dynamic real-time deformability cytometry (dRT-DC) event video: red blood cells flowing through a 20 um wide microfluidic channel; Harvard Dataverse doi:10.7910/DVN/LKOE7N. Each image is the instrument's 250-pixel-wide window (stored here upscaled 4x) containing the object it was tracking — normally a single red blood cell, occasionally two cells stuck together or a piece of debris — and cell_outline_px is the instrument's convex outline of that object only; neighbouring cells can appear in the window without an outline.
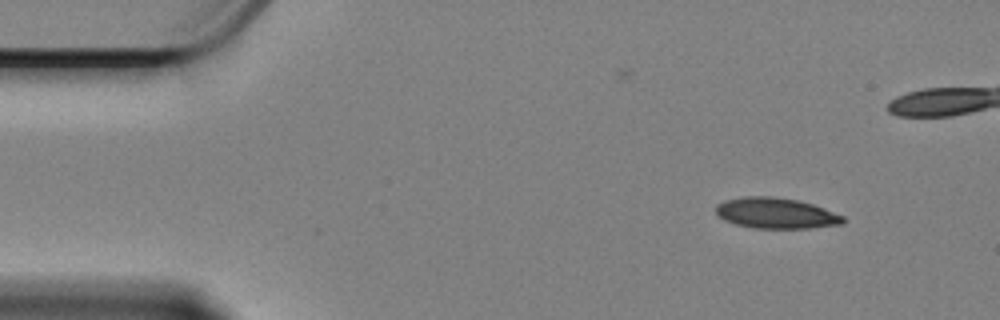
{"species": "Egyptian fruit bat (a non-hibernating species)", "species_latin": "Rousettus aegyptiacus", "temperature_condition": "cold", "stored_images_in_passage": 11, "camera_frame_rate_fps": 3000, "um_per_image_px": 0.085, "animal": {"sex": "female"}, "frame": {"image": 1, "passage_image": 1, "time_ms": 0.0, "image_size_px": [1000, 320], "cell_outline_px": [[844, 224], [808, 228], [752, 228], [736, 224], [724, 220], [716, 212], [716, 204], [724, 200], [744, 196], [772, 196], [796, 200], [812, 204], [824, 208], [844, 216]], "centroid_in_image_um": [65.95, 18.12], "position_along_channel_um": 19.1, "area_um2": 22.77}}